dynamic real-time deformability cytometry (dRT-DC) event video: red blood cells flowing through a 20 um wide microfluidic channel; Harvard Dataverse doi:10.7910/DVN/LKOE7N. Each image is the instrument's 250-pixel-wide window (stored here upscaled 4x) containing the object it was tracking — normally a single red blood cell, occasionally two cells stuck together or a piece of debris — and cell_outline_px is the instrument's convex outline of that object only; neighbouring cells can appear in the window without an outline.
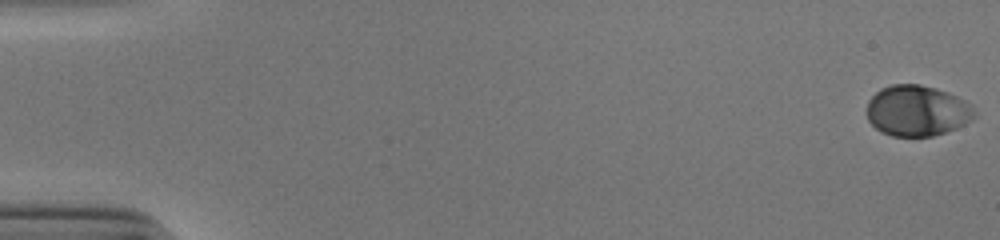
{"species": "human", "species_latin": "Homo sapiens", "temperature_condition": "cold", "stored_images_in_passage": 54, "camera_frame_rate_fps": 3000, "um_per_image_px": 0.085, "donor": {"sex": "male"}, "frame": {"image": 1, "passage_image": 1, "time_ms": 0.0, "image_size_px": [1000, 240], "cell_outline_px": [[976, 116], [972, 120], [956, 128], [932, 136], [892, 136], [880, 132], [868, 120], [868, 100], [880, 88], [892, 84], [920, 84], [936, 88], [948, 92], [972, 104], [976, 112]], "centroid_in_image_um": [77.97, 9.4], "position_along_channel_um": 7.0, "area_um2": 32.02}}
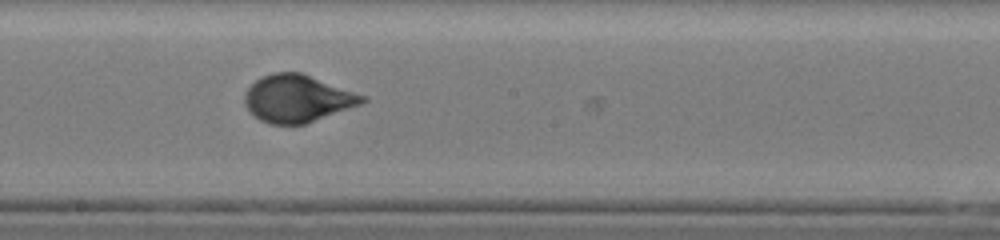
{"frame": {"image": 2, "passage_image": 31, "time_ms": 10.0, "image_size_px": [1000, 240], "cell_outline_px": [[368, 100], [360, 104], [304, 124], [268, 124], [260, 120], [244, 104], [244, 92], [260, 76], [272, 72], [300, 72], [368, 96]], "centroid_in_image_um": [25.27, 8.36], "position_along_channel_um": 222.9, "area_um2": 32.31}}
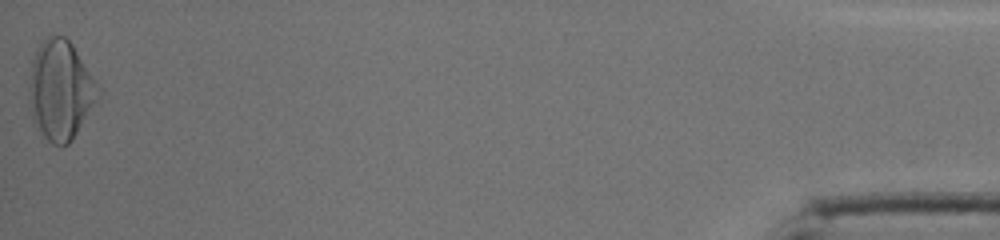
{"frame": {"image": 3, "passage_image": 54, "time_ms": 17.667, "image_size_px": [1000, 240], "cell_outline_px": [[100, 92], [96, 100], [72, 140], [68, 144], [60, 148], [52, 144], [44, 136], [32, 120], [28, 104], [28, 88], [32, 60], [40, 44], [52, 32], [64, 36], [72, 44], [100, 88]], "centroid_in_image_um": [5.1, 7.66], "position_along_channel_um": 430.1, "area_um2": 39.94}, "authors_computed_cell_mechanics": {"area_um2": 32.0212, "velocity_mm_per_s": 3.8731, "shape_relaxation_time_tau1_ms": 4.9788, "shape_relaxation_time_tau2_ms": null, "deformation_change_tau1": 0.1883, "deformation_change_tau2": null}}